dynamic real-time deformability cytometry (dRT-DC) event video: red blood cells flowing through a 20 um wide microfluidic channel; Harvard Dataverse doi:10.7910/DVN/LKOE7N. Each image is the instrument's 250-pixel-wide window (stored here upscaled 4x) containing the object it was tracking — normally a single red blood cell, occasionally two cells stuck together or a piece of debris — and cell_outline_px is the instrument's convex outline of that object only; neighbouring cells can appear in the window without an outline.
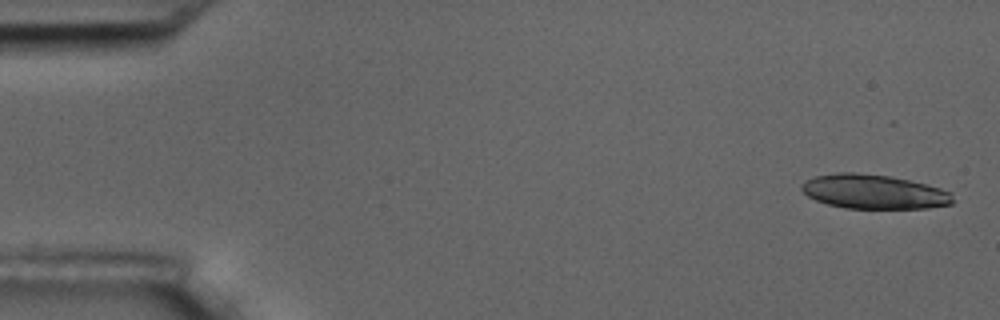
{"species": "common noctule bat (a hibernating species)", "species_latin": "Nyctalus noctula", "temperature_condition": "room temperature", "stored_images_in_passage": 4, "camera_frame_rate_fps": 3000, "um_per_image_px": 0.085, "animal": {"sex": "male", "body_mass_g": 17.5, "forearm_length_mm": 52.3}, "frame": {"image": 1, "passage_image": 1, "time_ms": 0.0, "image_size_px": [1000, 320], "cell_outline_px": [[956, 188], [952, 204], [928, 208], [844, 208], [828, 204], [816, 200], [808, 196], [800, 188], [800, 184], [804, 180], [816, 176], [836, 172], [856, 172], [892, 176]], "centroid_in_image_um": [74.43, 16.27], "position_along_channel_um": 10.6, "area_um2": 31.39}}